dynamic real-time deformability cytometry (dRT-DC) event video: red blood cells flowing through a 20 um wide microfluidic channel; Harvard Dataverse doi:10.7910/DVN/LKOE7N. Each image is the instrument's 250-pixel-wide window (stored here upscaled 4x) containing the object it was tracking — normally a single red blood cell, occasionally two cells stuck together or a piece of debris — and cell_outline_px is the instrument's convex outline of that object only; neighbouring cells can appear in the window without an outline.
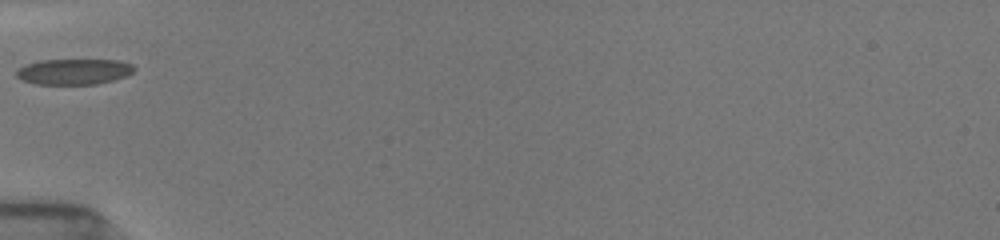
{"species": "common noctule bat (a hibernating species)", "species_latin": "Nyctalus noctula", "temperature_condition": "room temperature", "stored_images_in_passage": 22, "camera_frame_rate_fps": 3000, "um_per_image_px": 0.085, "animal": {"sex": "female", "body_mass_g": 19.5, "forearm_length_mm": 54.1}, "frame": {"image": 1, "passage_image": 1, "time_ms": 0.0, "image_size_px": [1000, 240], "cell_outline_px": [[136, 68], [132, 72], [124, 76], [112, 80], [96, 84], [36, 84], [20, 80], [16, 76], [16, 72], [24, 64], [40, 60], [120, 60], [132, 64]], "centroid_in_image_um": [6.25, 6.08], "position_along_channel_um": 78.7, "area_um2": 17.63}}
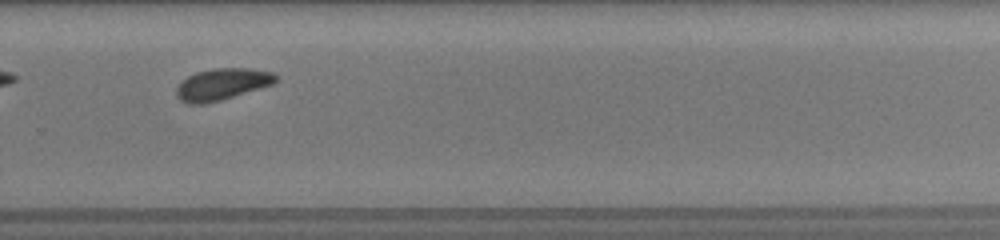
{"frame": {"image": 2, "passage_image": 19, "time_ms": 6.0, "image_size_px": [1000, 240], "cell_outline_px": [[280, 80], [272, 84], [220, 100], [204, 104], [192, 104], [180, 100], [176, 96], [176, 88], [188, 76], [196, 72], [216, 68], [244, 68], [272, 72], [280, 76]], "centroid_in_image_um": [18.9, 7.15], "position_along_channel_um": 310.9, "area_um2": 18.09}}